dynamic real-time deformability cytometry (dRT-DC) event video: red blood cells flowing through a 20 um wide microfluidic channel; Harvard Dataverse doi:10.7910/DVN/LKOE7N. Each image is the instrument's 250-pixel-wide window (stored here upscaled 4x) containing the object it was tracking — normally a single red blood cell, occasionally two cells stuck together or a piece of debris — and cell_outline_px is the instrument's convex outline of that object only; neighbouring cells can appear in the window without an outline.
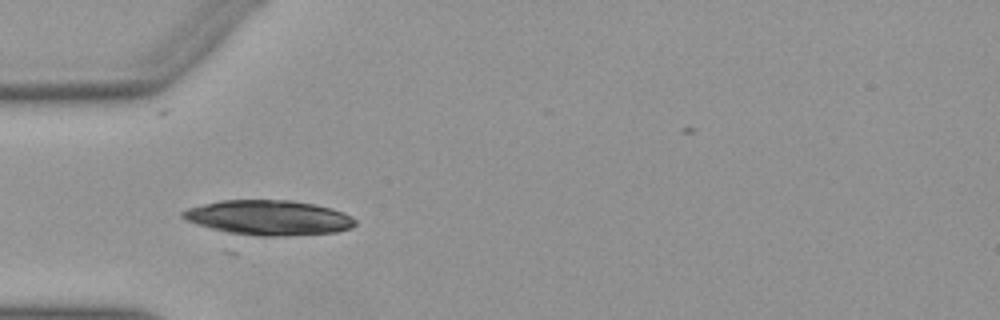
{"species": "Egyptian fruit bat (a non-hibernating species)", "species_latin": "Rousettus aegyptiacus", "temperature_condition": "warm", "stored_images_in_passage": 25, "camera_frame_rate_fps": 3000, "um_per_image_px": 0.085, "animal": {"sex": "female"}, "frame": {"image": 1, "passage_image": 4, "time_ms": 1.0, "image_size_px": [1000, 320], "cell_outline_px": [[356, 224], [352, 228], [336, 232], [272, 236], [236, 236], [196, 224], [184, 220], [180, 216], [180, 212], [188, 208], [220, 200], [292, 200], [316, 204], [332, 208], [344, 212], [352, 216], [356, 220]], "centroid_in_image_um": [22.8, 18.51], "position_along_channel_um": 62.2, "area_um2": 35.66}}
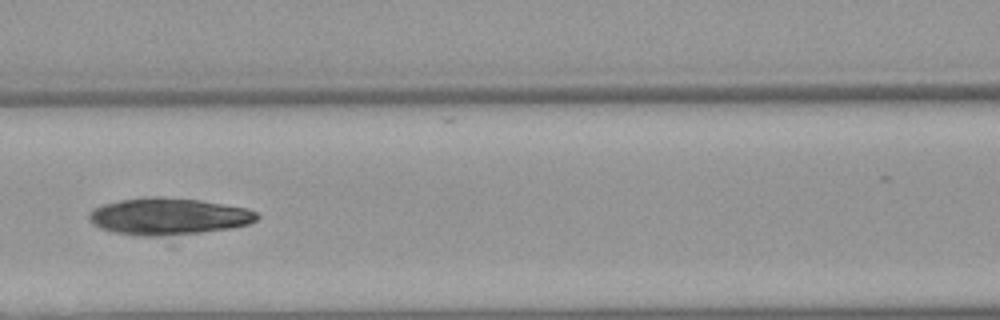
{"frame": {"image": 2, "passage_image": 11, "time_ms": 3.333, "image_size_px": [1000, 320], "cell_outline_px": [[260, 216], [256, 220], [248, 224], [228, 228], [200, 232], [160, 236], [140, 236], [112, 232], [100, 228], [92, 224], [88, 216], [92, 208], [104, 204], [120, 200], [156, 196], [160, 196], [200, 200], [248, 208], [256, 212]], "centroid_in_image_um": [14.29, 18.39], "position_along_channel_um": 152.3, "area_um2": 35.95}}
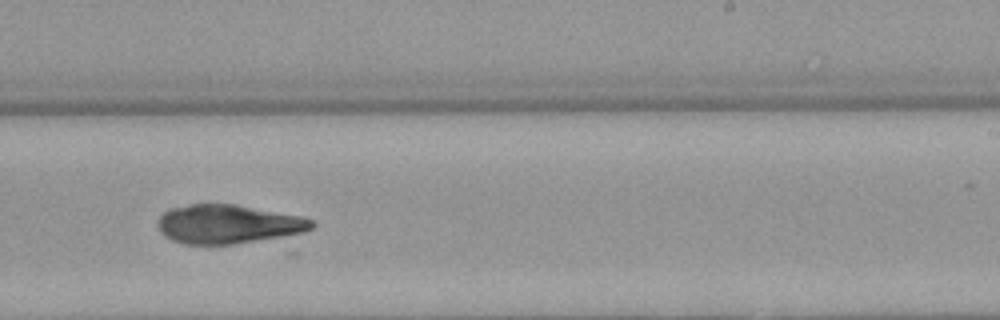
{"frame": {"image": 3, "passage_image": 20, "time_ms": 6.333, "image_size_px": [1000, 320], "cell_outline_px": [[316, 224], [312, 228], [296, 236], [232, 244], [184, 244], [172, 240], [164, 236], [160, 232], [156, 224], [156, 220], [168, 208], [188, 204], [232, 204], [304, 216], [312, 220]], "centroid_in_image_um": [19.42, 19.06], "position_along_channel_um": 269.6, "area_um2": 35.6}}